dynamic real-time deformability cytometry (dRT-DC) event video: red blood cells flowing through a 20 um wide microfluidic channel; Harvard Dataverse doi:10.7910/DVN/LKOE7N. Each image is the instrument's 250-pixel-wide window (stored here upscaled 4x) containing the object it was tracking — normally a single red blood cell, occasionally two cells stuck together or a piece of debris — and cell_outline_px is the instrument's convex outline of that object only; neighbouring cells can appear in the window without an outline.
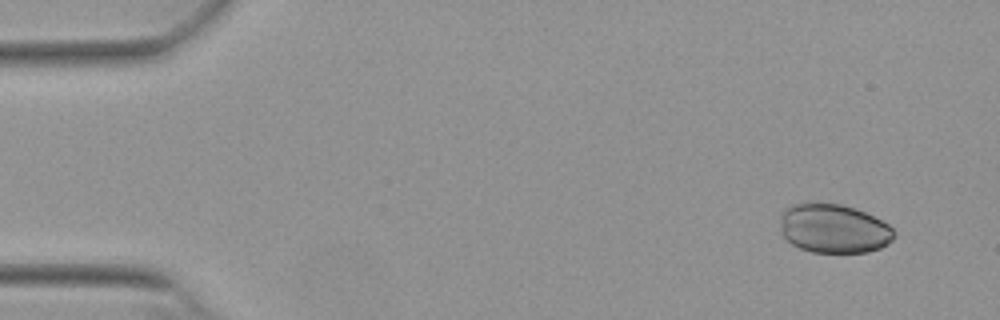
{"species": "Egyptian fruit bat (a non-hibernating species)", "species_latin": "Rousettus aegyptiacus", "temperature_condition": "warm", "stored_images_in_passage": 53, "camera_frame_rate_fps": 3000, "um_per_image_px": 0.085, "animal": {"sex": "female"}, "frame": {"image": 1, "passage_image": 4, "time_ms": 1.0, "image_size_px": [1000, 320], "cell_outline_px": [[896, 236], [888, 244], [880, 248], [868, 252], [812, 252], [800, 248], [792, 244], [780, 232], [780, 216], [784, 208], [792, 204], [840, 204], [856, 208], [888, 224], [896, 232]], "centroid_in_image_um": [70.87, 19.44], "position_along_channel_um": 14.1, "area_um2": 32.54}}
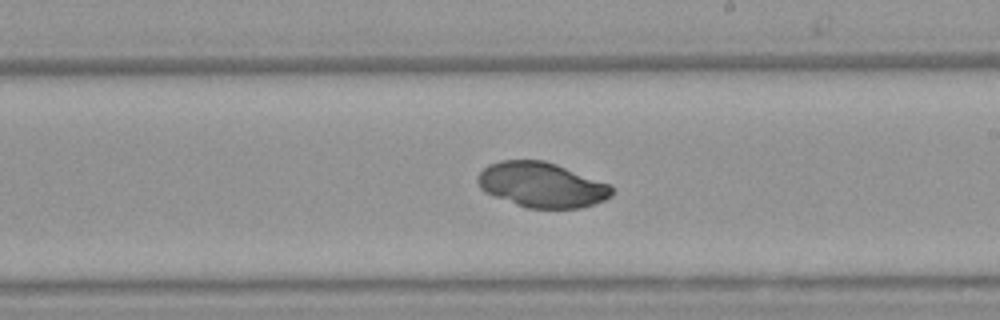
{"frame": {"image": 2, "passage_image": 31, "time_ms": 10.0, "image_size_px": [1000, 320], "cell_outline_px": [[612, 196], [596, 204], [580, 208], [528, 208], [516, 204], [484, 192], [480, 188], [476, 180], [476, 176], [488, 164], [500, 160], [544, 160], [556, 164], [612, 184]], "centroid_in_image_um": [46.05, 15.71], "position_along_channel_um": 242.9, "area_um2": 35.43}}
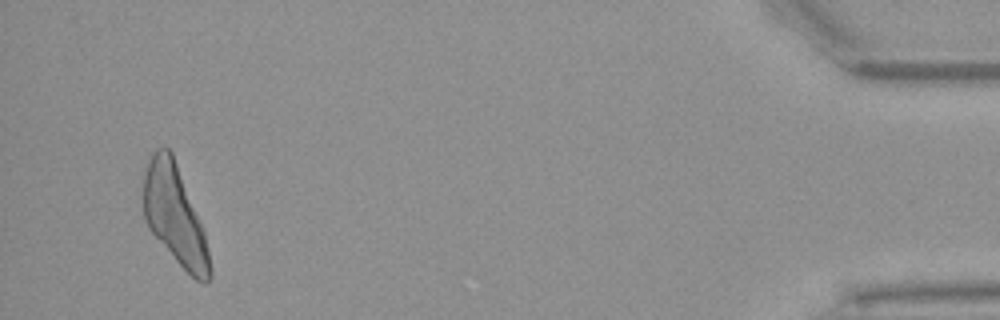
{"frame": {"image": 3, "passage_image": 51, "time_ms": 16.667, "image_size_px": [1000, 320], "cell_outline_px": [[212, 276], [208, 280], [196, 280], [176, 260], [148, 228], [144, 220], [144, 176], [148, 160], [152, 152], [156, 148], [168, 148], [172, 152], [204, 228], [212, 268]], "centroid_in_image_um": [14.87, 18.26], "position_along_channel_um": 420.3, "area_um2": 38.03}}